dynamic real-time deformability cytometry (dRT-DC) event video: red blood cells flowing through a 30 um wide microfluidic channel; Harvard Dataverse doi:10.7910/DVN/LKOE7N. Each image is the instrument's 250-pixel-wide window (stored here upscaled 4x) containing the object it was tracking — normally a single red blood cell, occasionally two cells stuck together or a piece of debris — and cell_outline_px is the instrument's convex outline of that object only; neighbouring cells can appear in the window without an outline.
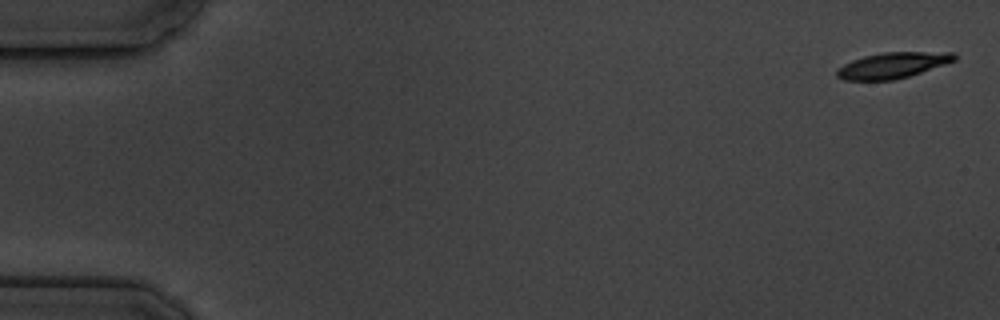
{"species": "common noctule bat (a hibernating species)", "species_latin": "Nyctalus noctula", "temperature_condition": "cold", "stored_images_in_passage": 5, "camera_frame_rate_fps": 3000, "um_per_image_px": 0.085, "animal": {"sex": "male", "body_mass_g": 19.5, "forearm_length_mm": 54.6}, "frame": {"image": 1, "passage_image": 1, "time_ms": 0.0, "image_size_px": [1000, 320], "cell_outline_px": [[956, 60], [908, 76], [892, 80], [844, 80], [836, 76], [836, 72], [844, 64], [852, 60], [864, 56], [884, 52], [956, 52]], "centroid_in_image_um": [75.87, 5.54], "position_along_channel_um": 9.1, "area_um2": 17.46}}
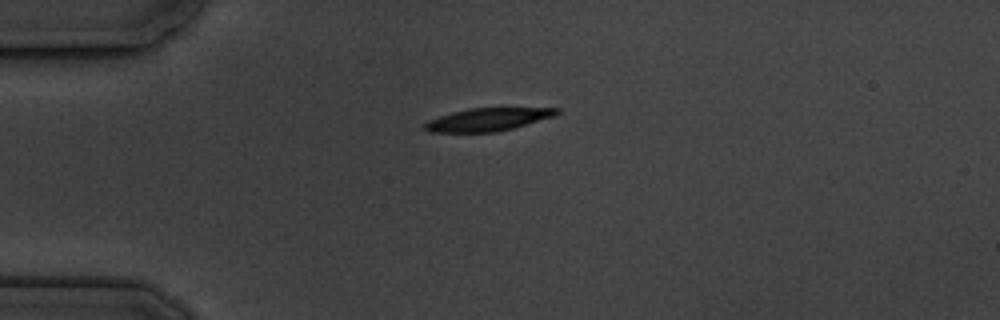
{"frame": {"image": 2, "passage_image": 4, "time_ms": 4.333, "image_size_px": [1000, 320], "cell_outline_px": [[560, 112], [556, 116], [512, 128], [496, 132], [432, 132], [424, 128], [424, 124], [428, 120], [452, 112], [468, 108], [560, 108]], "centroid_in_image_um": [41.49, 10.15], "position_along_channel_um": 43.5, "area_um2": 17.51}}